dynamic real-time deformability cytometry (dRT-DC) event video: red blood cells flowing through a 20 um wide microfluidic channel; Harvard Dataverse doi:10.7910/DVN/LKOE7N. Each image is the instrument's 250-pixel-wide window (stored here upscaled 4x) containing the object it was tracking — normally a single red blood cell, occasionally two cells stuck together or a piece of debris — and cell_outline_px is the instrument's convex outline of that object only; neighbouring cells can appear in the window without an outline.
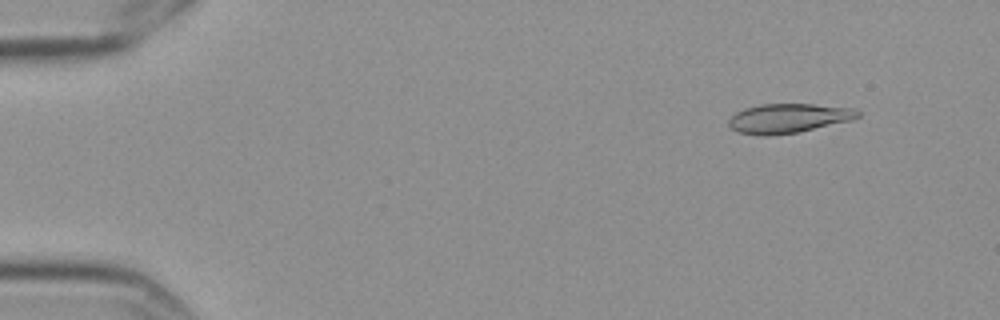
{"species": "Egyptian fruit bat (a non-hibernating species)", "species_latin": "Rousettus aegyptiacus", "temperature_condition": "cold", "stored_images_in_passage": 6, "camera_frame_rate_fps": 3000, "um_per_image_px": 0.085, "frame": {"image": 1, "passage_image": 2, "time_ms": 0.333, "image_size_px": [1000, 320], "cell_outline_px": [[860, 116], [852, 120], [800, 132], [768, 136], [764, 136], [740, 132], [732, 128], [728, 124], [728, 120], [736, 112], [744, 108], [760, 104], [812, 104], [852, 108], [860, 112]], "centroid_in_image_um": [67.02, 10.05], "position_along_channel_um": 18.0, "area_um2": 22.08}}
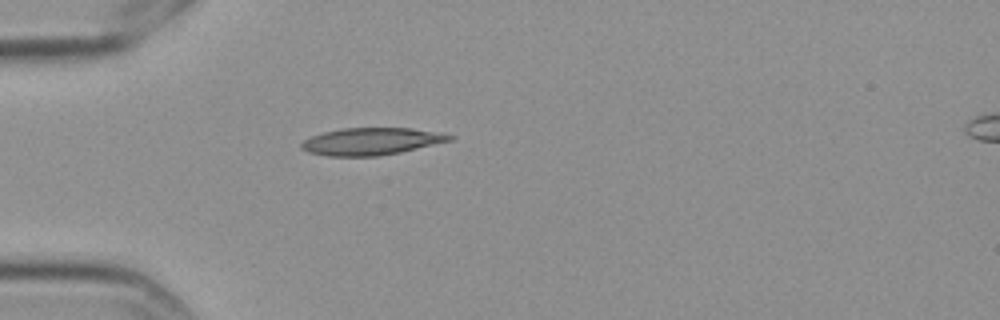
{"frame": {"image": 2, "passage_image": 5, "time_ms": 1.333, "image_size_px": [1000, 320], "cell_outline_px": [[456, 136], [452, 140], [400, 152], [376, 156], [328, 156], [308, 152], [300, 148], [300, 144], [304, 140], [312, 136], [324, 132], [340, 128], [412, 128]], "centroid_in_image_um": [31.52, 12.02], "position_along_channel_um": 53.5, "area_um2": 23.29}}